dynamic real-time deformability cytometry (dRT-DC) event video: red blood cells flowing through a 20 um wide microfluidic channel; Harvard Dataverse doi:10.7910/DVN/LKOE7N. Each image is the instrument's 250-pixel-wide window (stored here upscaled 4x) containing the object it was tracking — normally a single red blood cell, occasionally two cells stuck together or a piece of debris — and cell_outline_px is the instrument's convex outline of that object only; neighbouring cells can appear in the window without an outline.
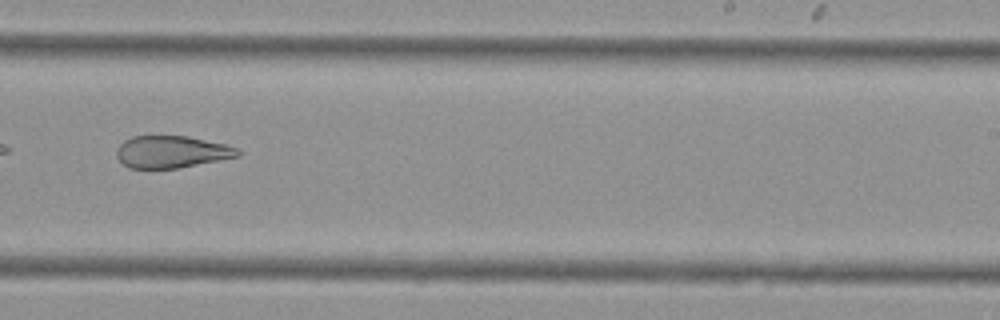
{"species": "Egyptian fruit bat (a non-hibernating species)", "species_latin": "Rousettus aegyptiacus", "temperature_condition": "cold", "stored_images_in_passage": 36, "camera_frame_rate_fps": 3000, "um_per_image_px": 0.085, "animal": {"sex": "female"}, "frame": {"image": 1, "passage_image": 21, "time_ms": 6.667, "image_size_px": [1000, 320], "cell_outline_px": [[240, 156], [220, 160], [176, 168], [128, 168], [116, 156], [116, 148], [124, 140], [132, 136], [188, 136], [224, 144], [236, 148], [240, 152]], "centroid_in_image_um": [14.55, 12.9], "position_along_channel_um": 274.4, "area_um2": 22.54}}